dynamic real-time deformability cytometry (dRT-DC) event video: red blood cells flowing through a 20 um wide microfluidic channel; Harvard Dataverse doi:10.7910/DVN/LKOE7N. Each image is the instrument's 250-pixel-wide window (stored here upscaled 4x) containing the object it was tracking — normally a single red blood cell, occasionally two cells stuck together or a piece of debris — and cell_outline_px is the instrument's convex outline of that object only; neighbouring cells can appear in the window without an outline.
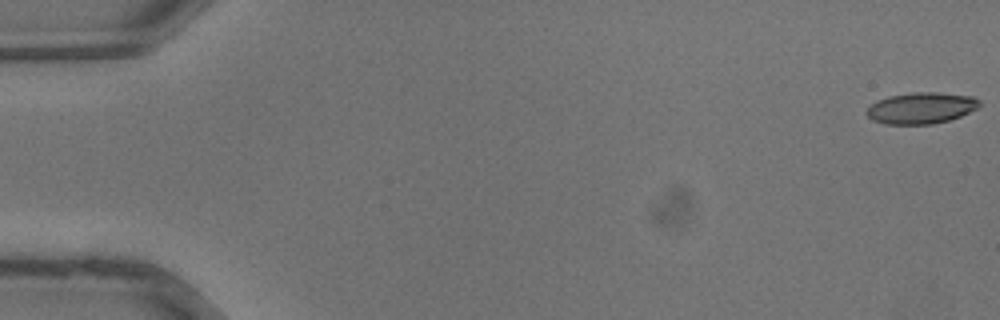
{"species": "common noctule bat (a hibernating species)", "species_latin": "Nyctalus noctula", "temperature_condition": "warm", "stored_images_in_passage": 37, "camera_frame_rate_fps": 3000, "um_per_image_px": 0.085, "animal": {"sex": "male", "body_mass_g": 13.3}, "frame": {"image": 1, "passage_image": 1, "time_ms": 0.0, "image_size_px": [1000, 320], "cell_outline_px": [[980, 104], [976, 108], [960, 116], [948, 120], [932, 124], [884, 124], [872, 120], [868, 116], [868, 108], [876, 100], [888, 96], [912, 92], [936, 92], [972, 96], [980, 100]], "centroid_in_image_um": [78.28, 9.17], "position_along_channel_um": 6.7, "area_um2": 20.46}}
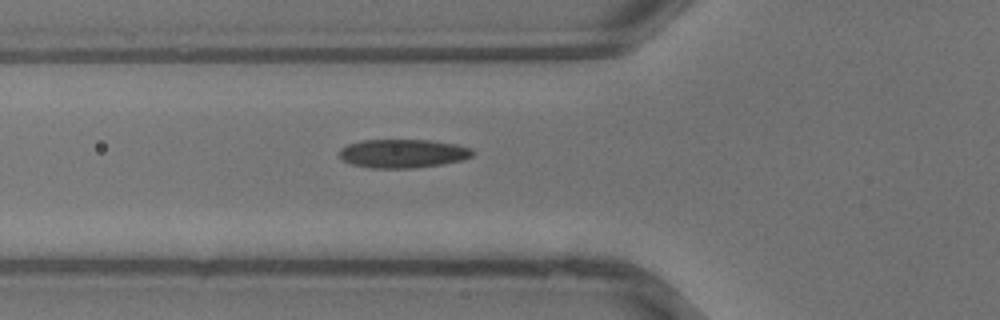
{"frame": {"image": 2, "passage_image": 14, "time_ms": 4.333, "image_size_px": [1000, 320], "cell_outline_px": [[472, 156], [464, 160], [444, 164], [412, 168], [368, 168], [352, 164], [344, 160], [340, 156], [340, 148], [348, 144], [364, 140], [428, 140], [456, 144], [472, 148]], "centroid_in_image_um": [34.26, 13.05], "position_along_channel_um": 91.5, "area_um2": 22.25}}
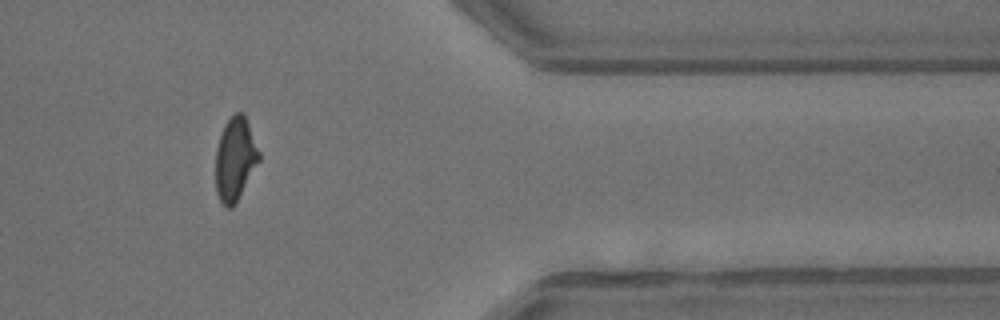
{"frame": {"image": 3, "passage_image": 31, "time_ms": 10.0, "image_size_px": [1000, 320], "cell_outline_px": [[260, 160], [236, 204], [232, 208], [224, 208], [216, 192], [216, 148], [224, 124], [236, 112], [244, 112], [260, 152]], "centroid_in_image_um": [20.0, 13.54], "position_along_channel_um": 391.4, "area_um2": 21.27}}